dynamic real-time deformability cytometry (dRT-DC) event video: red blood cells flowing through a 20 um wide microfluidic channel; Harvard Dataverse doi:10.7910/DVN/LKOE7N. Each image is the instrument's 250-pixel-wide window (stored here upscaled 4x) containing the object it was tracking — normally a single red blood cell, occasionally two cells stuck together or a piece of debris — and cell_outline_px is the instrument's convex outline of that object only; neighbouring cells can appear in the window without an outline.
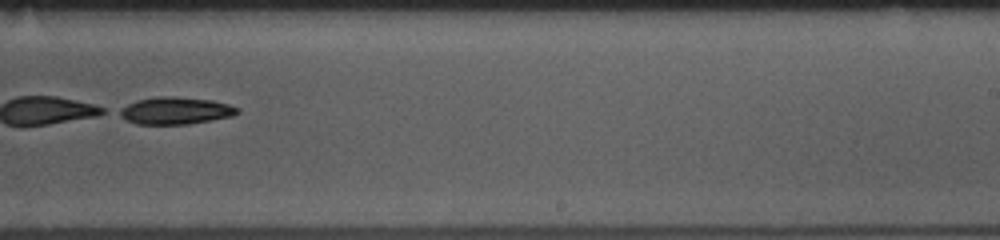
{"species": "common noctule bat (a hibernating species)", "species_latin": "Nyctalus noctula", "temperature_condition": "room temperature", "stored_images_in_passage": 52, "segment_of_instrument_passage": [2, 2], "camera_frame_rate_fps": 3000, "um_per_image_px": 0.085, "animal": {"sex": "female", "body_mass_g": 10.0, "forearm_length_mm": 53.1}, "frame": {"image": 1, "passage_image": 33, "time_ms": 10.667, "image_size_px": [1000, 240], "cell_outline_px": [[240, 112], [232, 116], [188, 124], [136, 124], [112, 112], [136, 100], [160, 96], [172, 96], [212, 100], [228, 104], [240, 108]], "centroid_in_image_um": [14.88, 9.4], "position_along_channel_um": 274.1, "area_um2": 18.79}}